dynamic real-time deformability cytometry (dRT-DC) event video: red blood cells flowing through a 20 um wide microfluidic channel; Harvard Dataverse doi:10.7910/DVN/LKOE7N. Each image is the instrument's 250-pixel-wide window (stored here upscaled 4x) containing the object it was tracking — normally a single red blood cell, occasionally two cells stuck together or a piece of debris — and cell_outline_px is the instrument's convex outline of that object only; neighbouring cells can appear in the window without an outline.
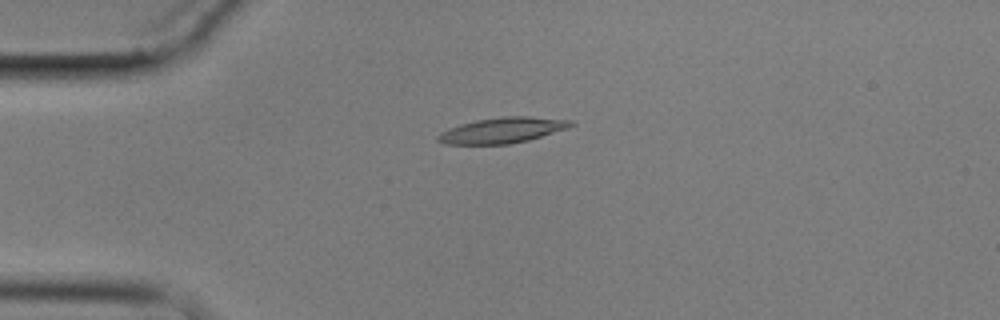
{"species": "common noctule bat (a hibernating species)", "species_latin": "Nyctalus noctula", "temperature_condition": "cold", "stored_images_in_passage": 5, "camera_frame_rate_fps": 3000, "um_per_image_px": 0.085, "animal": {"sex": "male", "body_mass_g": 17.9}, "frame": {"image": 1, "passage_image": 4, "time_ms": 3.667, "image_size_px": [1000, 320], "cell_outline_px": [[576, 124], [568, 128], [528, 140], [508, 144], [444, 144], [436, 140], [436, 136], [440, 132], [448, 128], [460, 124], [476, 120], [504, 116], [528, 116], [572, 120]], "centroid_in_image_um": [42.68, 11.07], "position_along_channel_um": 42.3, "area_um2": 19.88}}